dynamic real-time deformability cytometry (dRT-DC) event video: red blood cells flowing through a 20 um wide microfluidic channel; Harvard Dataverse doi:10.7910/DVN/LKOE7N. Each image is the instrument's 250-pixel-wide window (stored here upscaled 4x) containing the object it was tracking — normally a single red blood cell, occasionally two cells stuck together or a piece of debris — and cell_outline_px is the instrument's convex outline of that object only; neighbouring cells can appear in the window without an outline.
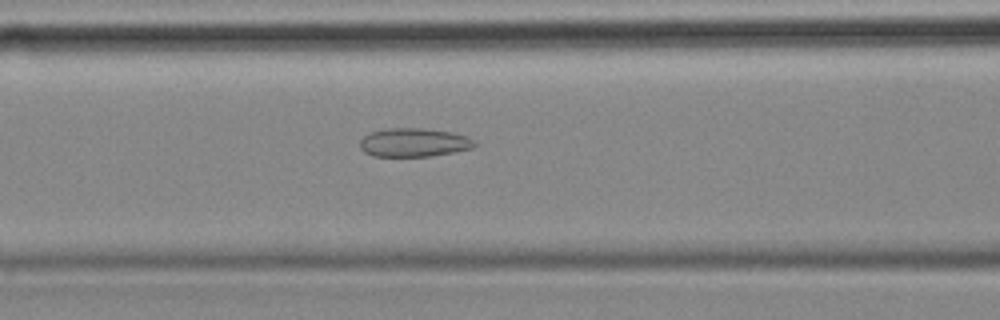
{"species": "common noctule bat (a hibernating species)", "species_latin": "Nyctalus noctula", "temperature_condition": "cold", "stored_images_in_passage": 33, "camera_frame_rate_fps": 3000, "um_per_image_px": 0.085, "animal": {"sex": "female", "body_mass_g": 18.4}, "frame": {"image": 1, "passage_image": 7, "time_ms": 2.0, "image_size_px": [1000, 320], "cell_outline_px": [[476, 144], [472, 148], [452, 152], [428, 156], [372, 156], [364, 152], [360, 148], [360, 140], [364, 136], [372, 132], [384, 128], [420, 128], [452, 132], [468, 136], [476, 140]], "centroid_in_image_um": [35.18, 12.1], "position_along_channel_um": 131.4, "area_um2": 19.13}}
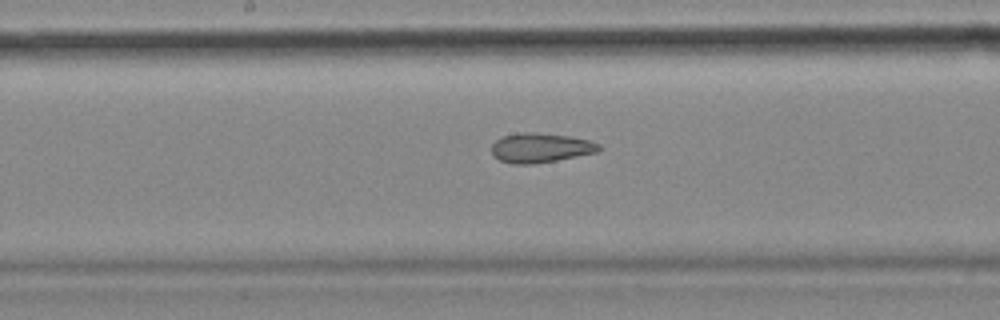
{"frame": {"image": 2, "passage_image": 13, "time_ms": 4.0, "image_size_px": [1000, 320], "cell_outline_px": [[604, 148], [596, 152], [556, 160], [532, 164], [512, 164], [500, 160], [492, 152], [492, 144], [496, 140], [504, 136], [516, 132], [536, 132], [568, 136], [588, 140], [600, 144]], "centroid_in_image_um": [45.95, 12.55], "position_along_channel_um": 202.3, "area_um2": 18.38}}
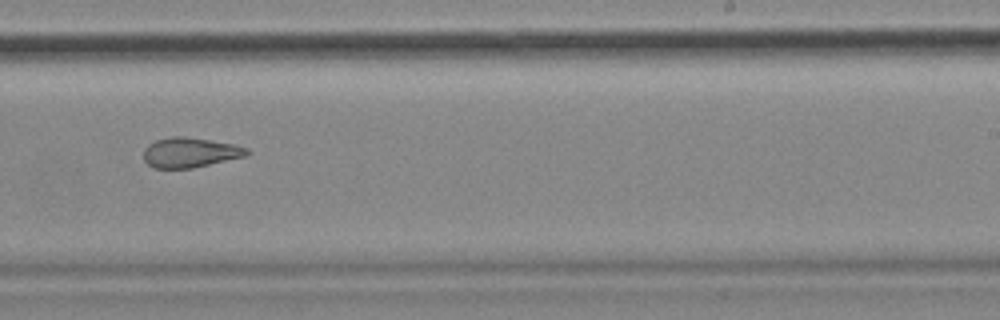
{"frame": {"image": 3, "passage_image": 19, "time_ms": 6.0, "image_size_px": [1000, 320], "cell_outline_px": [[252, 152], [248, 156], [192, 168], [152, 168], [144, 160], [144, 148], [148, 144], [156, 140], [172, 136], [184, 136], [236, 144], [248, 148]], "centroid_in_image_um": [16.2, 12.96], "position_along_channel_um": 272.8, "area_um2": 18.26}}